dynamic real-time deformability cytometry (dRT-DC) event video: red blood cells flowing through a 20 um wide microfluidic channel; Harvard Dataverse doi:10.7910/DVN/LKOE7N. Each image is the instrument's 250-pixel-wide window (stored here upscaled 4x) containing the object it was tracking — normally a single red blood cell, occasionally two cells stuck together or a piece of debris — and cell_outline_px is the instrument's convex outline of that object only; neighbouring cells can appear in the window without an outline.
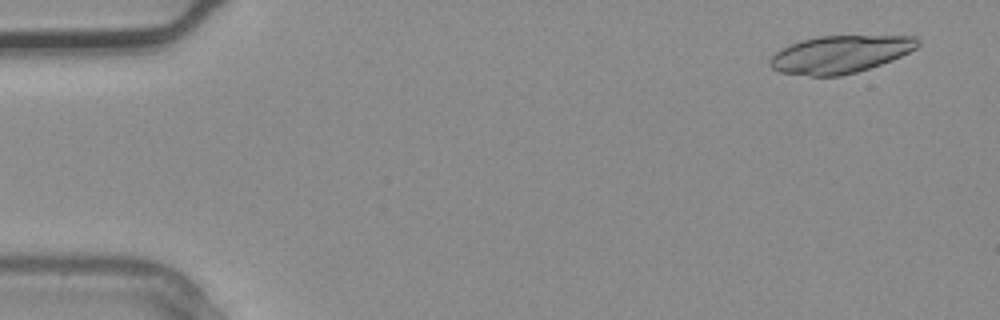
{"species": "common noctule bat (a hibernating species)", "species_latin": "Nyctalus noctula", "temperature_condition": "warm", "stored_images_in_passage": 3, "camera_frame_rate_fps": 3000, "um_per_image_px": 0.085, "animal": {"sex": "male", "body_mass_g": 20.4}, "frame": {"image": 1, "passage_image": 1, "time_ms": 0.0, "image_size_px": [1000, 320], "cell_outline_px": [[920, 44], [916, 48], [892, 60], [856, 72], [840, 76], [808, 76], [780, 72], [772, 68], [768, 64], [768, 60], [780, 48], [804, 40], [820, 36], [916, 36], [920, 40]], "centroid_in_image_um": [71.4, 4.62], "position_along_channel_um": 13.6, "area_um2": 32.14}}